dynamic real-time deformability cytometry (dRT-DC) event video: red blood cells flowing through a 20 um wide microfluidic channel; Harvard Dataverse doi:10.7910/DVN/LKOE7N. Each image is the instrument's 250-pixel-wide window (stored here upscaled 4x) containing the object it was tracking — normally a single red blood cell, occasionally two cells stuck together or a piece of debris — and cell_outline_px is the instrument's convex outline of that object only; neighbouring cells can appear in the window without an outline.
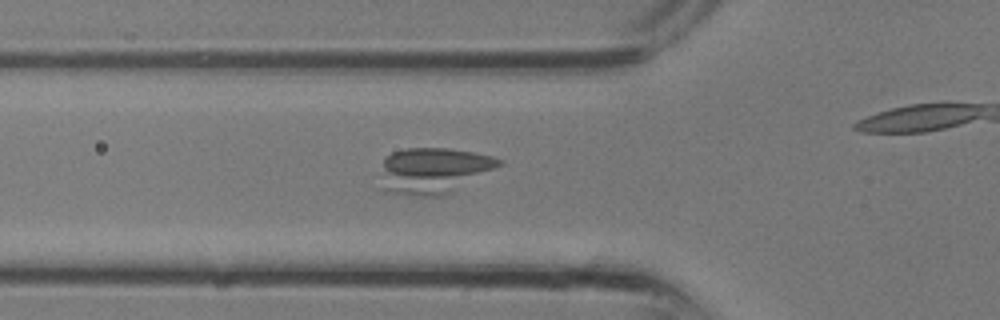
{"species": "common noctule bat (a hibernating species)", "species_latin": "Nyctalus noctula", "temperature_condition": "room temperature", "stored_images_in_passage": 28, "segment_of_instrument_passage": [1, 2], "camera_frame_rate_fps": 3000, "um_per_image_px": 0.085, "animal": {"sex": "male", "body_mass_g": 13.3}, "frame": {"image": 1, "passage_image": 6, "time_ms": 1.667, "image_size_px": [1000, 320], "cell_outline_px": [[504, 164], [440, 196], [412, 196], [380, 192], [380, 188], [384, 160], [392, 152], [404, 148], [448, 148], [472, 152], [492, 156], [504, 160]], "centroid_in_image_um": [36.79, 14.5], "position_along_channel_um": 89.0, "area_um2": 31.67}}
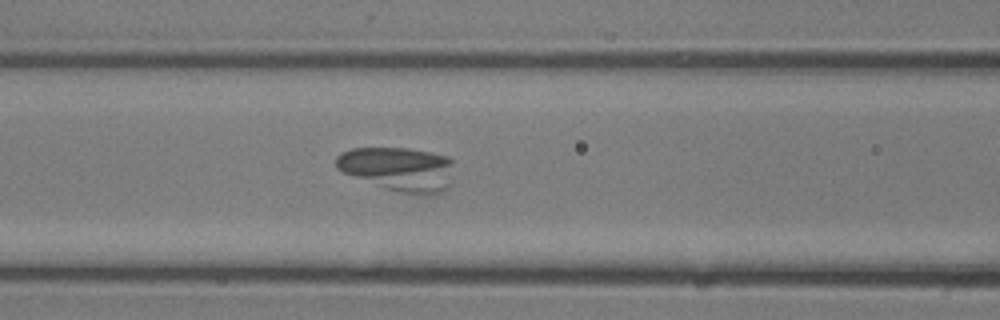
{"frame": {"image": 2, "passage_image": 8, "time_ms": 2.333, "image_size_px": [1000, 320], "cell_outline_px": [[452, 160], [448, 188], [440, 192], [428, 196], [424, 196], [400, 192], [388, 188], [344, 172], [336, 168], [336, 156], [340, 152], [352, 148], [408, 148], [448, 156]], "centroid_in_image_um": [33.87, 14.35], "position_along_channel_um": 132.7, "area_um2": 29.82}}
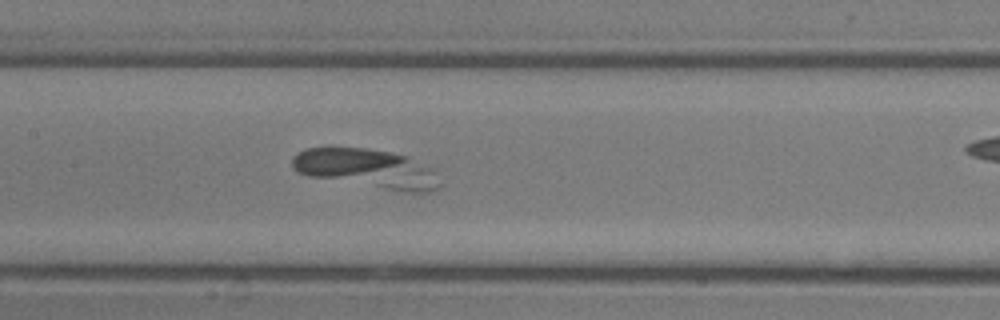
{"frame": {"image": 3, "passage_image": 10, "time_ms": 3.0, "image_size_px": [1000, 320], "cell_outline_px": [[440, 188], [432, 192], [408, 192], [308, 176], [296, 172], [292, 168], [292, 156], [296, 152], [308, 148], [328, 144], [364, 148], [392, 152], [408, 156], [432, 168], [436, 172], [440, 184]], "centroid_in_image_um": [31.12, 14.28], "position_along_channel_um": 176.3, "area_um2": 34.39}}